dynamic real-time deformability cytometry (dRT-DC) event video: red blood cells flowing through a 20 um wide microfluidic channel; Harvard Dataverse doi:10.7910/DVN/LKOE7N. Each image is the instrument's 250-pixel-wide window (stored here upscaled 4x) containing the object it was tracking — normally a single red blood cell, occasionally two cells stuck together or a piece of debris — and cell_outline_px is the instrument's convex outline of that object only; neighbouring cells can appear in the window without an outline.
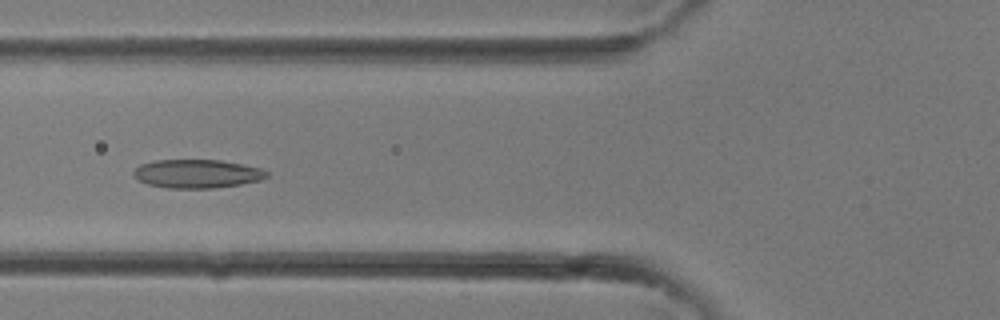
{"species": "common noctule bat (a hibernating species)", "species_latin": "Nyctalus noctula", "temperature_condition": "room temperature", "stored_images_in_passage": 27, "camera_frame_rate_fps": 3000, "um_per_image_px": 0.085, "animal": {"sex": "female"}, "frame": {"image": 1, "passage_image": 13, "time_ms": 4.0, "image_size_px": [1000, 320], "cell_outline_px": [[268, 176], [260, 180], [240, 184], [212, 188], [168, 188], [148, 184], [136, 180], [132, 176], [132, 172], [140, 164], [156, 160], [220, 160], [244, 164], [260, 168], [268, 172]], "centroid_in_image_um": [16.71, 14.76], "position_along_channel_um": 109.1, "area_um2": 22.25}}
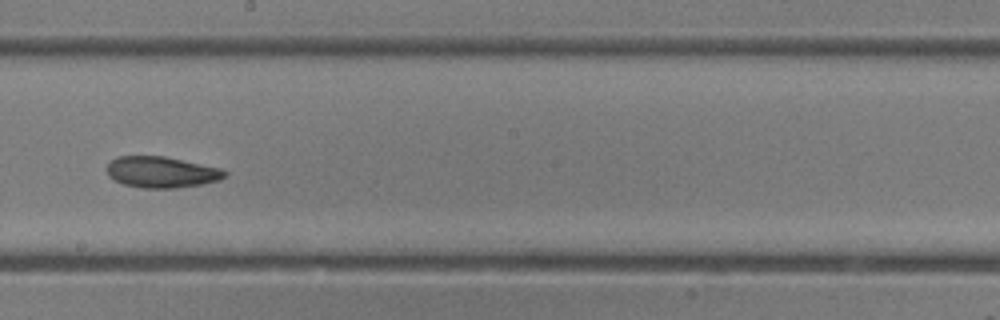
{"frame": {"image": 2, "passage_image": 19, "time_ms": 6.0, "image_size_px": [1000, 320], "cell_outline_px": [[228, 172], [220, 180], [200, 184], [176, 188], [144, 188], [124, 184], [112, 180], [108, 176], [108, 164], [116, 156], [164, 156], [224, 168]], "centroid_in_image_um": [13.75, 14.62], "position_along_channel_um": 234.5, "area_um2": 21.5}}
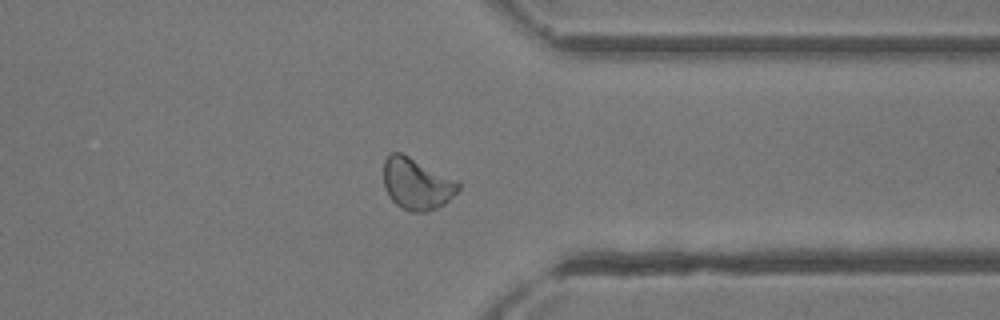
{"frame": {"image": 3, "passage_image": 26, "time_ms": 8.333, "image_size_px": [1000, 320], "cell_outline_px": [[460, 188], [444, 204], [428, 212], [412, 212], [396, 204], [388, 196], [384, 188], [384, 160], [392, 152], [400, 152], [460, 180]], "centroid_in_image_um": [35.44, 15.62], "position_along_channel_um": 376.0, "area_um2": 22.6}}